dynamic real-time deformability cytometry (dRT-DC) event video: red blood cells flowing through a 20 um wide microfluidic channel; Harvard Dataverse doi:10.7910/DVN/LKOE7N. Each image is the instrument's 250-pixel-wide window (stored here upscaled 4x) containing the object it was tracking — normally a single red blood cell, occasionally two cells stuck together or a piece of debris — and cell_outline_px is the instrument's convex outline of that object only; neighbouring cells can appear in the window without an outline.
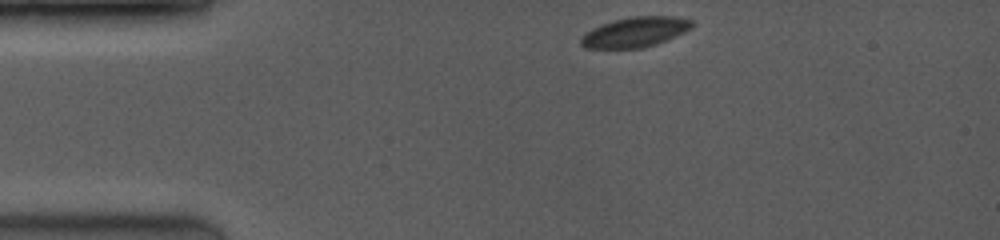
{"species": "common noctule bat (a hibernating species)", "species_latin": "Nyctalus noctula", "temperature_condition": "room temperature", "stored_images_in_passage": 23, "camera_frame_rate_fps": 3500, "um_per_image_px": 0.085, "animal": {"sex": "female", "body_mass_g": 19.0, "forearm_length_mm": 53.3}, "frame": {"image": 1, "passage_image": 1, "time_ms": 0.0, "image_size_px": [1000, 240], "cell_outline_px": [[692, 28], [676, 36], [656, 44], [644, 48], [584, 48], [580, 44], [580, 36], [592, 28], [616, 20], [636, 16], [672, 16], [692, 20]], "centroid_in_image_um": [53.97, 2.74], "position_along_channel_um": 31.0, "area_um2": 19.31}}
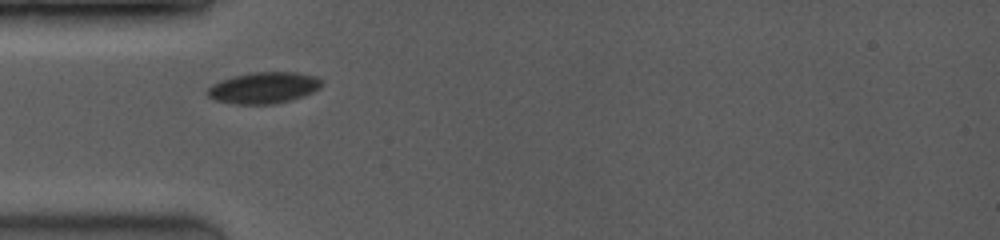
{"frame": {"image": 2, "passage_image": 10, "time_ms": 2.0, "image_size_px": [1000, 240], "cell_outline_px": [[324, 80], [320, 88], [304, 96], [272, 104], [232, 104], [216, 100], [208, 96], [208, 88], [212, 84], [220, 80], [232, 76], [252, 72], [296, 72], [316, 76]], "centroid_in_image_um": [22.43, 7.45], "position_along_channel_um": 62.6, "area_um2": 20.92}}
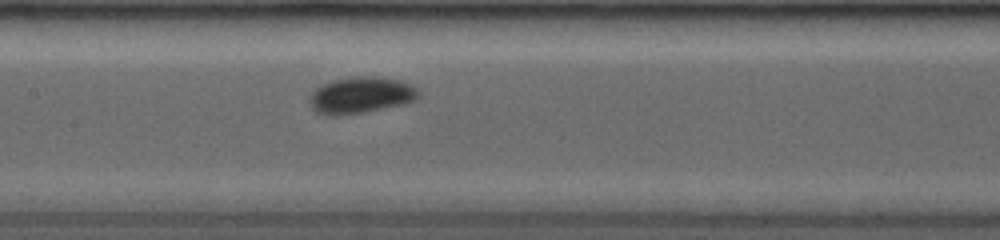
{"frame": {"image": 3, "passage_image": 21, "time_ms": 4.857, "image_size_px": [1000, 240], "cell_outline_px": [[420, 96], [412, 100], [400, 104], [384, 108], [364, 112], [332, 116], [328, 116], [316, 112], [312, 108], [308, 100], [312, 92], [320, 84], [332, 80], [356, 76], [376, 76], [396, 80], [412, 84], [420, 92]], "centroid_in_image_um": [30.62, 8.08], "position_along_channel_um": 176.8, "area_um2": 23.12}}